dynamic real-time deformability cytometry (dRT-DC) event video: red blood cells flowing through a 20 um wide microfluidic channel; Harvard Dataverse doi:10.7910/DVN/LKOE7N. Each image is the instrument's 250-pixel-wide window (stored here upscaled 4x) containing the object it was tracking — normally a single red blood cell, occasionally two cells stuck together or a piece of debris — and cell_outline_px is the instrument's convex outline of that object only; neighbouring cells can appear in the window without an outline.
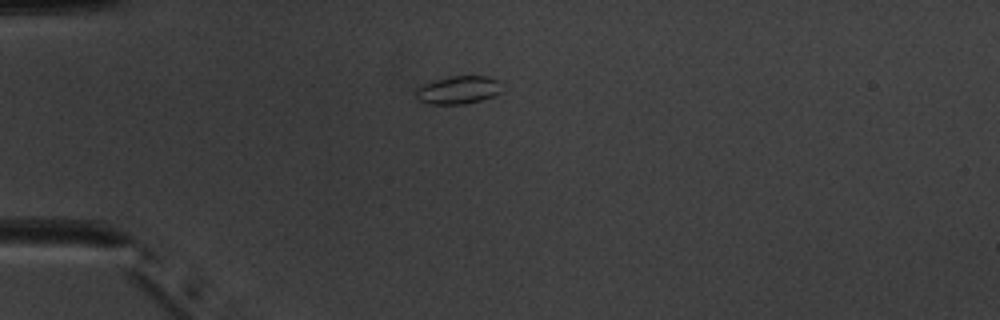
{"species": "common noctule bat (a hibernating species)", "species_latin": "Nyctalus noctula", "temperature_condition": "warm", "stored_images_in_passage": 31, "segment_of_instrument_passage": [1, 2], "camera_frame_rate_fps": 3000, "um_per_image_px": 0.085, "animal": {"sex": "male", "body_mass_g": 20.1, "forearm_length_mm": 53.5}, "frame": {"image": 1, "passage_image": 1, "time_ms": 0.0, "image_size_px": [1000, 320], "cell_outline_px": [[500, 92], [492, 96], [480, 100], [464, 104], [428, 104], [420, 100], [416, 96], [416, 88], [420, 84], [432, 80], [448, 76], [488, 76], [496, 80]], "centroid_in_image_um": [38.86, 7.64], "position_along_channel_um": 46.1, "area_um2": 13.93}}
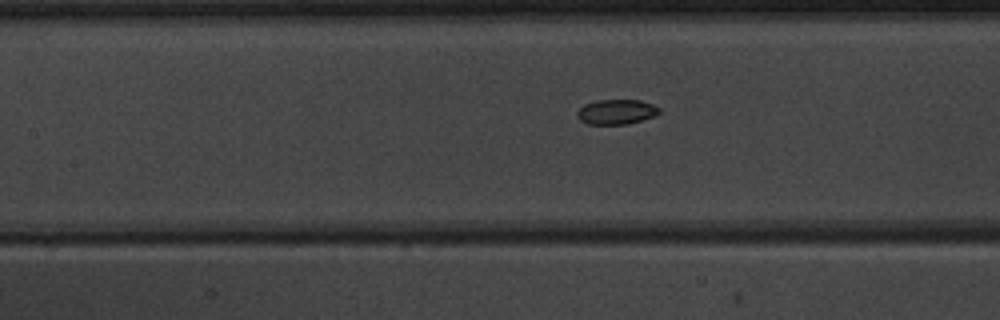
{"frame": {"image": 2, "passage_image": 11, "time_ms": 3.333, "image_size_px": [1000, 320], "cell_outline_px": [[660, 112], [656, 116], [628, 124], [588, 124], [580, 120], [576, 116], [576, 112], [584, 104], [596, 100], [640, 100], [652, 104], [660, 108]], "centroid_in_image_um": [52.39, 9.51], "position_along_channel_um": 155.0, "area_um2": 12.02}}
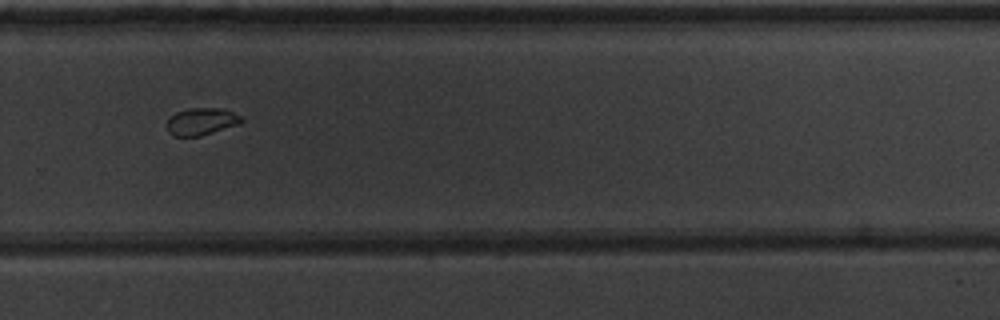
{"frame": {"image": 3, "passage_image": 23, "time_ms": 7.333, "image_size_px": [1000, 320], "cell_outline_px": [[244, 120], [240, 124], [200, 136], [172, 136], [168, 132], [164, 124], [168, 116], [176, 112], [188, 108], [220, 108], [232, 112], [240, 116]], "centroid_in_image_um": [17.05, 10.33], "position_along_channel_um": 312.8, "area_um2": 12.08}}